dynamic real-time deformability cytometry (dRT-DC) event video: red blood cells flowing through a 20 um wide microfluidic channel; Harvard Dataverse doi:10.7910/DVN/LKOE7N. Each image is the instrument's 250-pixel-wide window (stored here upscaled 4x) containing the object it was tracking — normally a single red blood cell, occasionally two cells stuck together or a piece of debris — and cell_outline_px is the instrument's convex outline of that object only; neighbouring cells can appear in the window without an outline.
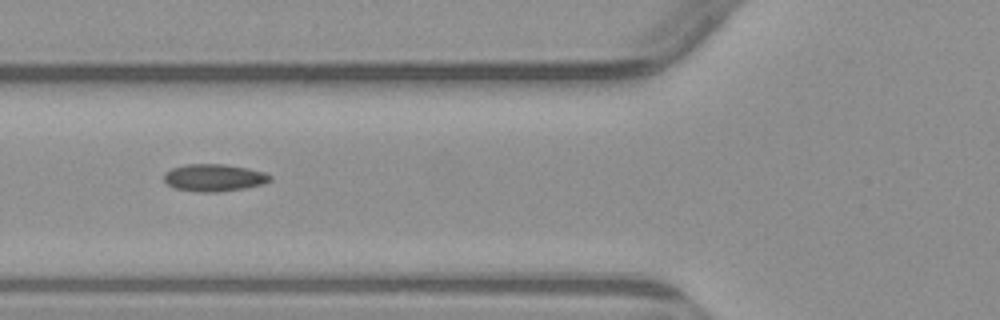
{"species": "common noctule bat (a hibernating species)", "species_latin": "Nyctalus noctula", "temperature_condition": "warm", "stored_images_in_passage": 4, "camera_frame_rate_fps": 3000, "um_per_image_px": 0.085, "animal": {"sex": "male", "body_mass_g": 23.1, "forearm_length_mm": 52.7}, "frame": {"image": 1, "passage_image": 2, "time_ms": 1.0, "image_size_px": [1000, 320], "cell_outline_px": [[272, 180], [264, 184], [244, 188], [216, 192], [200, 192], [176, 188], [168, 184], [164, 180], [164, 172], [172, 168], [188, 164], [224, 164], [248, 168], [264, 172], [272, 176]], "centroid_in_image_um": [18.22, 15.1], "position_along_channel_um": 107.6, "area_um2": 16.82}}
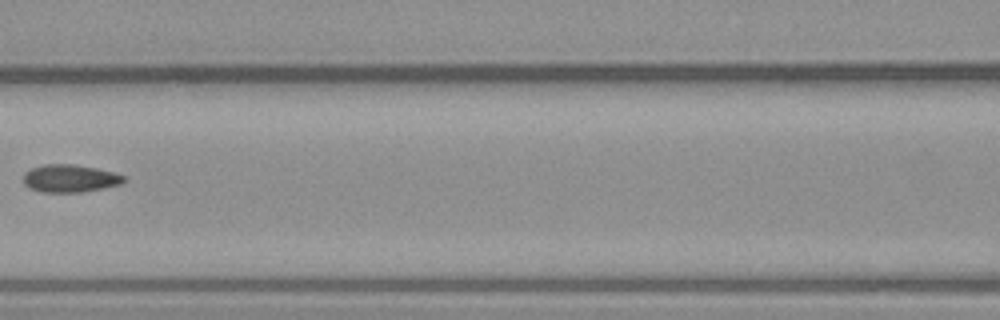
{"frame": {"image": 2, "passage_image": 3, "time_ms": 2.333, "image_size_px": [1000, 320], "cell_outline_px": [[128, 180], [120, 184], [104, 188], [80, 192], [40, 192], [28, 188], [24, 184], [24, 172], [32, 168], [44, 164], [72, 164], [96, 168], [128, 176]], "centroid_in_image_um": [5.96, 15.17], "position_along_channel_um": 160.6, "area_um2": 16.36}}
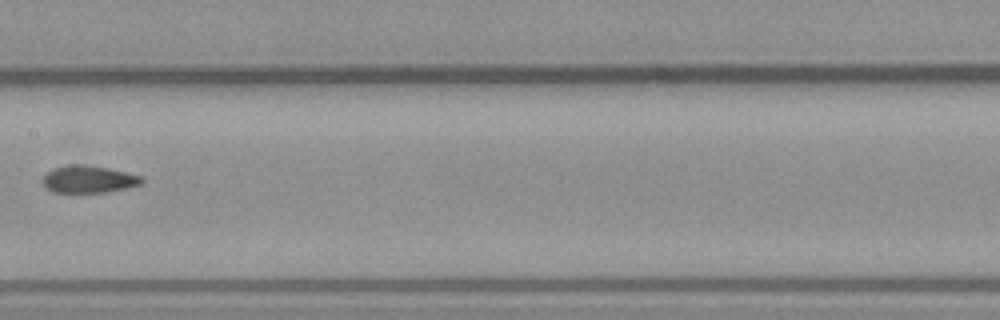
{"frame": {"image": 3, "passage_image": 4, "time_ms": 3.333, "image_size_px": [1000, 320], "cell_outline_px": [[144, 184], [128, 188], [104, 192], [52, 192], [44, 184], [44, 176], [52, 168], [72, 164], [84, 164], [108, 168], [140, 176], [144, 180]], "centroid_in_image_um": [7.57, 15.23], "position_along_channel_um": 199.8, "area_um2": 15.61}}